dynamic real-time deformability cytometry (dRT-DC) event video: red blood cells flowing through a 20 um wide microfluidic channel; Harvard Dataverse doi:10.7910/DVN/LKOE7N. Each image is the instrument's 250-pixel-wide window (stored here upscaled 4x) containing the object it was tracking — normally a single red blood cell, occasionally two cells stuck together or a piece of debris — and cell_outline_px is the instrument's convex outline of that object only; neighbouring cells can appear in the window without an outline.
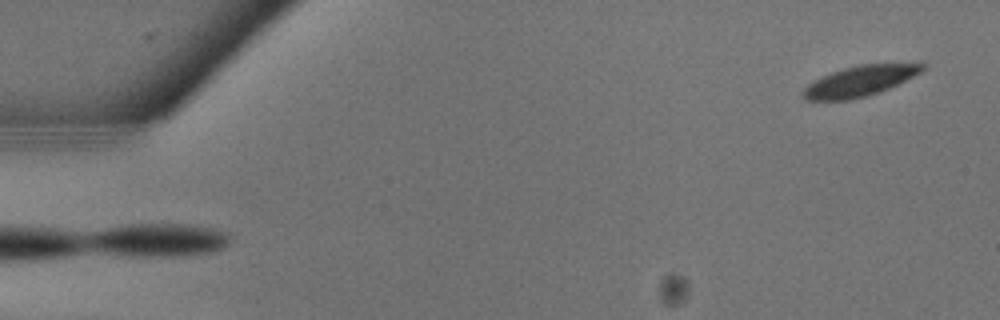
{"species": "common noctule bat (a hibernating species)", "species_latin": "Nyctalus noctula", "temperature_condition": "warm", "stored_images_in_passage": 10, "segment_of_instrument_passage": [2, 2], "camera_frame_rate_fps": 3000, "um_per_image_px": 0.085, "animal": {"sex": "male", "body_mass_g": 13.3}, "frame": {"image": 1, "passage_image": 10, "time_ms": 3.0, "image_size_px": [1000, 320], "cell_outline_px": [[924, 68], [920, 72], [880, 92], [852, 100], [804, 100], [800, 96], [804, 88], [812, 80], [832, 72], [844, 68], [860, 64], [924, 64]], "centroid_in_image_um": [72.97, 6.91], "position_along_channel_um": 12.0, "area_um2": 20.87}}